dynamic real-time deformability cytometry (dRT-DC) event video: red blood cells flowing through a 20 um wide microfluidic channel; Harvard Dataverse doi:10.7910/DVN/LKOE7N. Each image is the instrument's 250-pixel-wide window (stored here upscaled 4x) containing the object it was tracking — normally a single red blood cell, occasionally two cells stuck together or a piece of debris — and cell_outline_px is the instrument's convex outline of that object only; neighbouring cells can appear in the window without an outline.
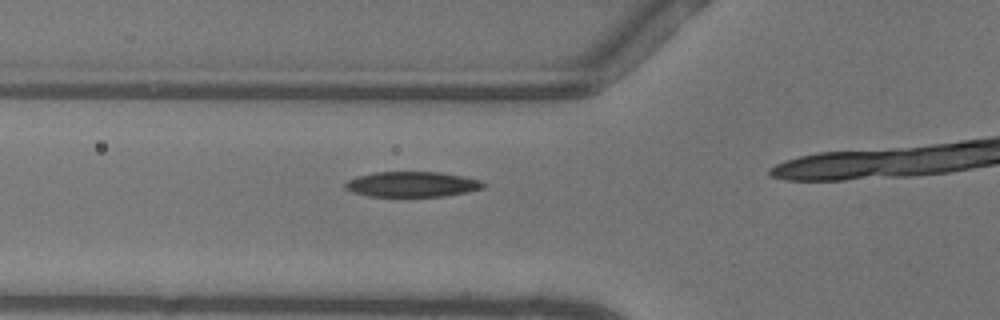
{"species": "common noctule bat (a hibernating species)", "species_latin": "Nyctalus noctula", "temperature_condition": "warm", "stored_images_in_passage": 17, "camera_frame_rate_fps": 3000, "um_per_image_px": 0.085, "animal": {"sex": "female"}, "frame": {"image": 1, "passage_image": 13, "time_ms": 4.0, "image_size_px": [1000, 320], "cell_outline_px": [[484, 188], [468, 192], [444, 196], [368, 196], [352, 192], [344, 188], [344, 184], [348, 180], [360, 176], [376, 172], [440, 172], [480, 180], [484, 184]], "centroid_in_image_um": [35.02, 15.67], "position_along_channel_um": 90.8, "area_um2": 20.17}}
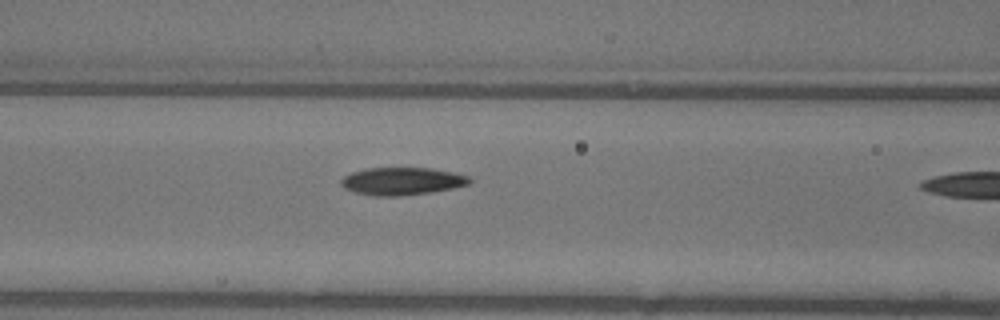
{"frame": {"image": 2, "passage_image": 16, "time_ms": 5.0, "image_size_px": [1000, 320], "cell_outline_px": [[472, 180], [468, 184], [452, 188], [432, 192], [400, 196], [376, 196], [356, 192], [344, 188], [340, 184], [340, 180], [344, 176], [352, 172], [364, 168], [432, 168], [452, 172], [468, 176]], "centroid_in_image_um": [34.15, 15.4], "position_along_channel_um": 132.5, "area_um2": 20.63}}